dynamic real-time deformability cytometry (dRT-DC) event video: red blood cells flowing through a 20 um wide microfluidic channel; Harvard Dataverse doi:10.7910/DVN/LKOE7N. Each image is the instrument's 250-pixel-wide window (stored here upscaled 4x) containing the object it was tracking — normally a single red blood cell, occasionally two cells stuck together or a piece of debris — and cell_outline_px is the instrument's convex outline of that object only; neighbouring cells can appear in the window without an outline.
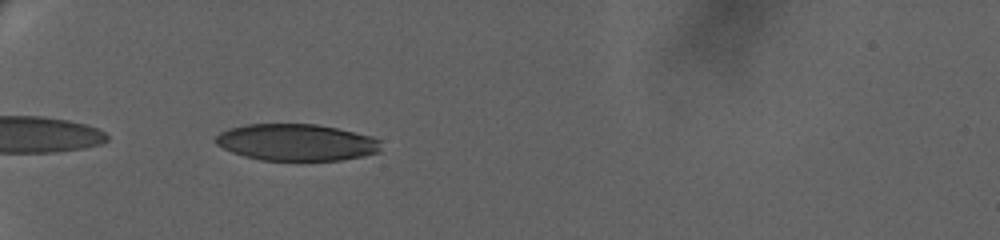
{"species": "human", "species_latin": "Homo sapiens", "temperature_condition": "warm", "stored_images_in_passage": 41, "camera_frame_rate_fps": 3000, "um_per_image_px": 0.085, "donor": {"sex": "female"}, "frame": {"image": 1, "passage_image": 2, "time_ms": 0.333, "image_size_px": [1000, 240], "cell_outline_px": [[380, 152], [364, 156], [340, 160], [260, 160], [244, 156], [232, 152], [216, 144], [212, 140], [220, 132], [228, 128], [248, 124], [316, 124], [336, 128], [372, 136], [380, 140]], "centroid_in_image_um": [25.18, 12.1], "position_along_channel_um": 59.8, "area_um2": 35.49}}
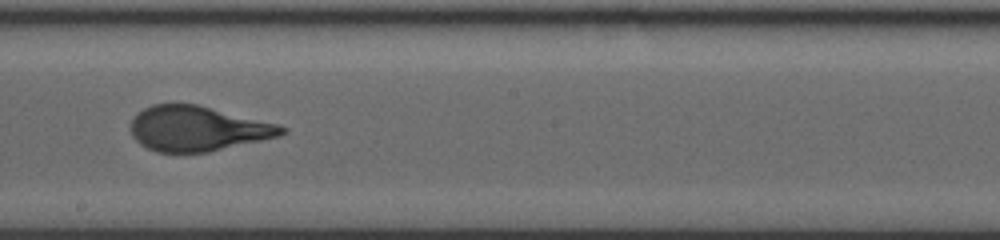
{"frame": {"image": 2, "passage_image": 20, "time_ms": 6.333, "image_size_px": [1000, 240], "cell_outline_px": [[288, 132], [280, 136], [208, 152], [156, 152], [140, 144], [132, 136], [128, 128], [132, 116], [144, 108], [152, 104], [196, 104], [276, 124], [288, 128]], "centroid_in_image_um": [16.74, 10.93], "position_along_channel_um": 231.5, "area_um2": 39.54}}
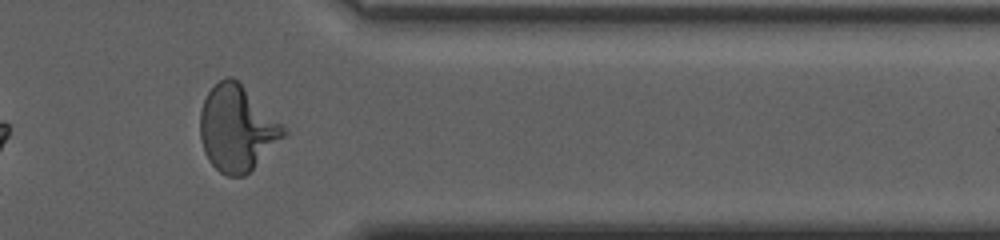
{"frame": {"image": 3, "passage_image": 35, "time_ms": 11.333, "image_size_px": [1000, 240], "cell_outline_px": [[288, 132], [244, 176], [228, 176], [220, 172], [208, 160], [204, 152], [200, 140], [200, 112], [204, 100], [208, 92], [220, 80], [228, 76], [232, 76], [284, 124], [288, 128]], "centroid_in_image_um": [20.13, 10.91], "position_along_channel_um": 391.3, "area_um2": 41.27}, "authors_computed_cell_mechanics": {"area_um2": 40.1132, "velocity_mm_per_s": 3.2756, "shape_relaxation_time_tau1_ms": 5.7758, "shape_relaxation_time_tau2_ms": null, "deformation_change_tau1": 0.26, "deformation_change_tau2": null}}